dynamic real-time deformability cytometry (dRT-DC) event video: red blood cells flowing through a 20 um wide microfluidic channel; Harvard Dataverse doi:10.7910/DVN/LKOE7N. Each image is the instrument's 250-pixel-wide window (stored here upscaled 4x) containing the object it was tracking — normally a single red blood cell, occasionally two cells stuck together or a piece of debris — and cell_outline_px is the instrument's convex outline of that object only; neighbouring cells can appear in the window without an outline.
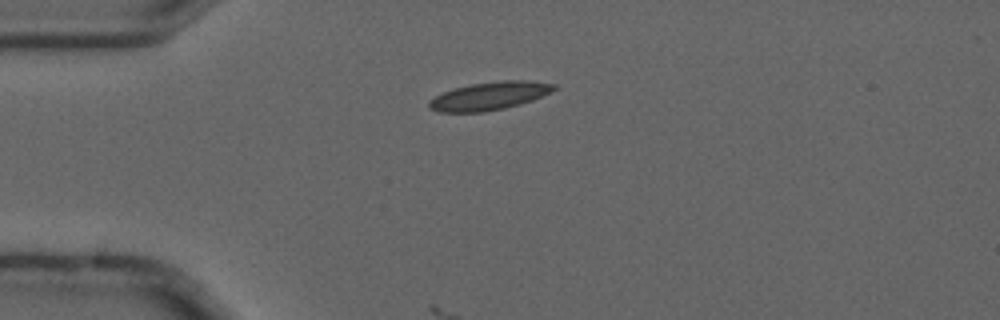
{"species": "common noctule bat (a hibernating species)", "species_latin": "Nyctalus noctula", "temperature_condition": "cold", "stored_images_in_passage": 4, "camera_frame_rate_fps": 3000, "um_per_image_px": 0.085, "animal": {"sex": "male", "forearm_length_mm": 52.5}, "frame": {"image": 1, "passage_image": 2, "time_ms": 0.333, "image_size_px": [1000, 320], "cell_outline_px": [[556, 88], [532, 100], [520, 104], [504, 108], [484, 112], [440, 112], [428, 108], [428, 100], [444, 92], [456, 88], [472, 84], [500, 80], [528, 80], [556, 84]], "centroid_in_image_um": [41.58, 8.15], "position_along_channel_um": 43.4, "area_um2": 20.23}}